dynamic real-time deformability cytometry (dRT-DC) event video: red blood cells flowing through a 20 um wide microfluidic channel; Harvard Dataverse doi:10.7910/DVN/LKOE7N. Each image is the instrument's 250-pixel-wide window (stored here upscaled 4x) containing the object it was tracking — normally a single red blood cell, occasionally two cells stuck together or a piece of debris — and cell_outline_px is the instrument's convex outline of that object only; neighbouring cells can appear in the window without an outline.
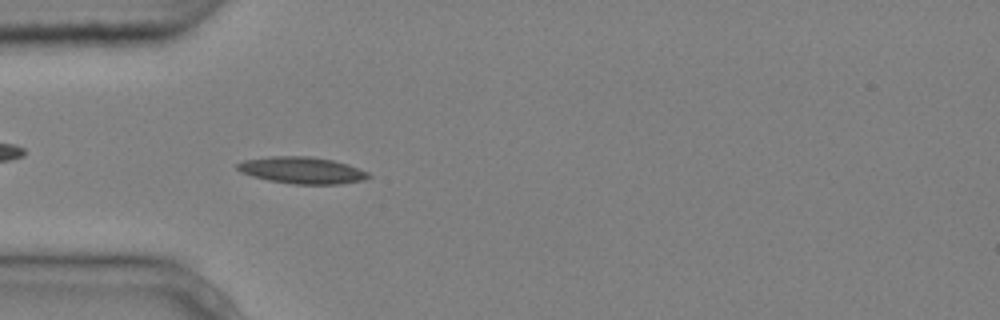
{"species": "common noctule bat (a hibernating species)", "species_latin": "Nyctalus noctula", "temperature_condition": "cold", "stored_images_in_passage": 3, "camera_frame_rate_fps": 3000, "um_per_image_px": 0.085, "animal": {"sex": "male", "body_mass_g": 20.4}, "frame": {"image": 1, "passage_image": 3, "time_ms": 0.667, "image_size_px": [1000, 320], "cell_outline_px": [[372, 176], [364, 180], [340, 184], [292, 184], [268, 180], [252, 176], [240, 172], [236, 168], [236, 164], [244, 160], [272, 156], [312, 156], [332, 160], [348, 164], [368, 172]], "centroid_in_image_um": [25.67, 14.47], "position_along_channel_um": 59.3, "area_um2": 20.52}}